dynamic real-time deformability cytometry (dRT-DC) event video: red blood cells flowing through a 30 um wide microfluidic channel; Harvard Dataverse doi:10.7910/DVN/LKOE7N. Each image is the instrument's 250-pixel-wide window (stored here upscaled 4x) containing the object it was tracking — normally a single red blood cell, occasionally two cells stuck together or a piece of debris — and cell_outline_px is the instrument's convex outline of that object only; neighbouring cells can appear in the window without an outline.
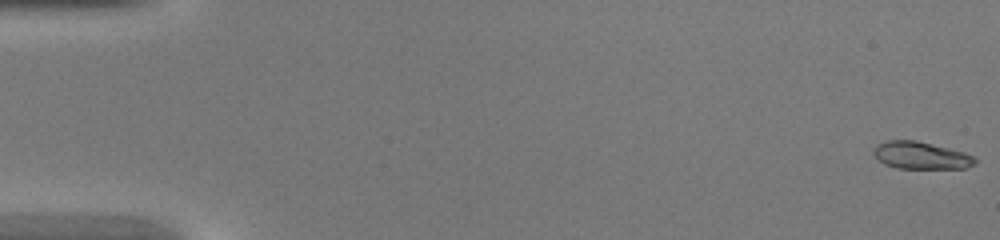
{"species": "common noctule bat (a hibernating species)", "species_latin": "Nyctalus noctula", "temperature_condition": "warm", "stored_images_in_passage": 45, "camera_frame_rate_fps": 3000, "um_per_image_px": 0.085, "animal": {"sex": "female", "body_mass_g": 20.0, "forearm_length_mm": 54.0}, "frame": {"image": 1, "passage_image": 1, "time_ms": 0.0, "image_size_px": [1000, 240], "cell_outline_px": [[976, 164], [964, 168], [896, 168], [884, 164], [872, 152], [872, 148], [876, 144], [888, 140], [916, 140], [964, 152], [976, 156]], "centroid_in_image_um": [78.27, 13.2], "position_along_channel_um": 6.7, "area_um2": 16.18}}
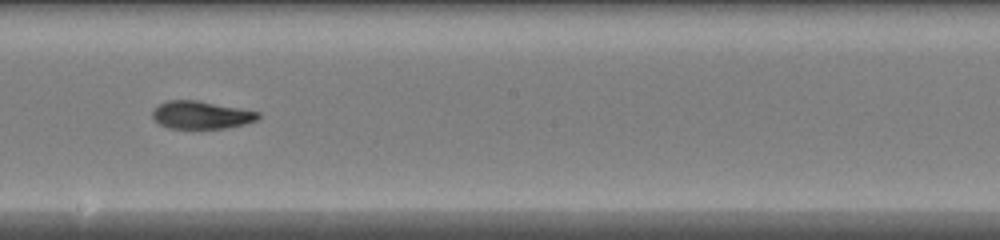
{"frame": {"image": 2, "passage_image": 26, "time_ms": 8.333, "image_size_px": [1000, 240], "cell_outline_px": [[260, 116], [256, 120], [244, 124], [224, 128], [168, 128], [152, 120], [152, 108], [168, 100], [196, 100], [240, 108], [260, 112]], "centroid_in_image_um": [17.06, 9.77], "position_along_channel_um": 231.1, "area_um2": 17.11}}
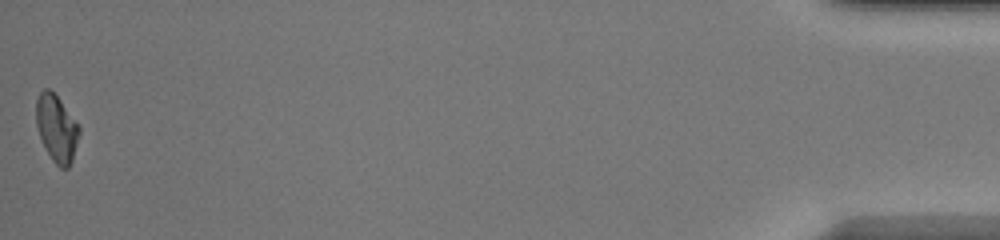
{"frame": {"image": 3, "passage_image": 45, "time_ms": 14.667, "image_size_px": [1000, 240], "cell_outline_px": [[80, 132], [72, 160], [68, 168], [60, 168], [52, 160], [40, 136], [36, 124], [36, 100], [40, 92], [44, 88], [48, 88], [60, 100], [80, 128]], "centroid_in_image_um": [4.8, 10.91], "position_along_channel_um": 430.4, "area_um2": 16.42}}